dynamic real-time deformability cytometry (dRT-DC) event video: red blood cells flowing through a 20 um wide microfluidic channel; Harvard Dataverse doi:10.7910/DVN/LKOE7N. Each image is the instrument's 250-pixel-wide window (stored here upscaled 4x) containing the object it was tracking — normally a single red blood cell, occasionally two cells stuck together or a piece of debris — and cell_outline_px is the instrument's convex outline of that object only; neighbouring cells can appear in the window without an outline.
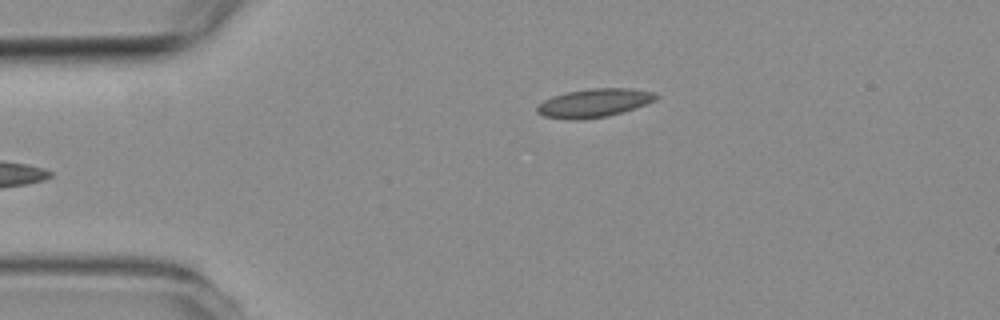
{"species": "common noctule bat (a hibernating species)", "species_latin": "Nyctalus noctula", "temperature_condition": "room temperature", "stored_images_in_passage": 5, "camera_frame_rate_fps": 3000, "um_per_image_px": 0.085, "animal": {"sex": "female", "body_mass_g": 19.3, "forearm_length_mm": 54.1}, "frame": {"image": 1, "passage_image": 5, "time_ms": 4.333, "image_size_px": [1000, 320], "cell_outline_px": [[660, 96], [656, 100], [608, 116], [580, 120], [572, 120], [544, 116], [536, 112], [536, 108], [544, 100], [552, 96], [568, 92], [592, 88], [632, 88], [656, 92]], "centroid_in_image_um": [50.51, 8.74], "position_along_channel_um": 34.5, "area_um2": 19.65}}